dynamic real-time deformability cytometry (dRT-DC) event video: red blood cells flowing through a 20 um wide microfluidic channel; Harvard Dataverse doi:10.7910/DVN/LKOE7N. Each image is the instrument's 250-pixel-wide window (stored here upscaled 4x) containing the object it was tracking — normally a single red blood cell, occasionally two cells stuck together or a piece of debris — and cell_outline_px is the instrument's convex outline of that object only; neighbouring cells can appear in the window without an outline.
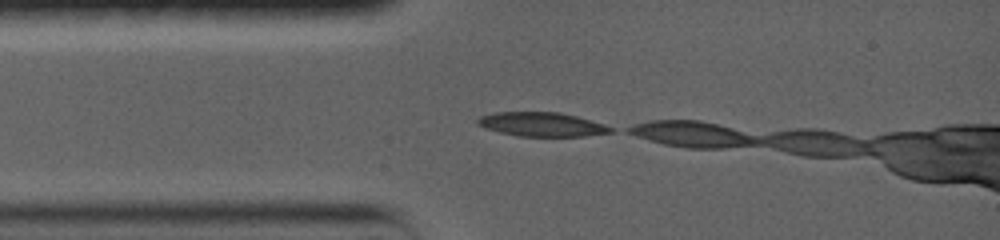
{"species": "common noctule bat (a hibernating species)", "species_latin": "Nyctalus noctula", "temperature_condition": "warm", "stored_images_in_passage": 4, "camera_frame_rate_fps": 5000, "um_per_image_px": 0.085, "animal": {"sex": "female", "body_mass_g": 19.0, "forearm_length_mm": 56.7}, "frame": {"image": 1, "passage_image": 1, "time_ms": 0.0, "image_size_px": [1000, 240], "cell_outline_px": [[612, 132], [584, 136], [516, 136], [500, 132], [476, 124], [476, 120], [480, 116], [496, 112], [560, 112], [576, 116], [604, 124], [612, 128]], "centroid_in_image_um": [46.03, 10.57], "position_along_channel_um": 39.0, "area_um2": 18.5}}